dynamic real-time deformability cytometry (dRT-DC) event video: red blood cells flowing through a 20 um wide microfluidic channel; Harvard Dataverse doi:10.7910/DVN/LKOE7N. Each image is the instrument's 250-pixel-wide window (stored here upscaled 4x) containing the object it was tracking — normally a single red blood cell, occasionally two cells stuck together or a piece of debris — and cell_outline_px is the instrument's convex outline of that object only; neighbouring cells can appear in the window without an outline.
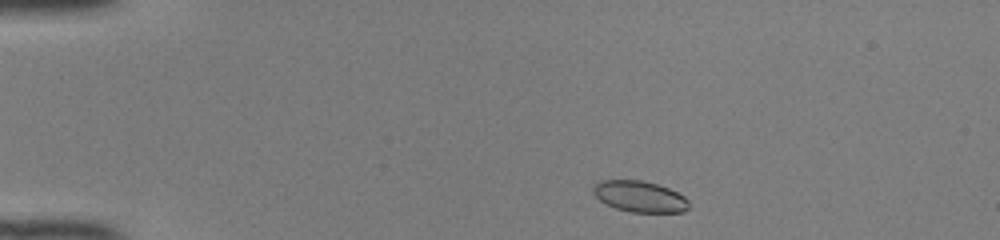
{"species": "common noctule bat (a hibernating species)", "species_latin": "Nyctalus noctula", "temperature_condition": "room temperature", "stored_images_in_passage": 41, "camera_frame_rate_fps": 3000, "um_per_image_px": 0.085, "animal": {"sex": "female", "body_mass_g": 22.0, "forearm_length_mm": 56.7}, "frame": {"image": 1, "passage_image": 1, "time_ms": 0.0, "image_size_px": [1000, 240], "cell_outline_px": [[688, 208], [684, 212], [632, 212], [616, 208], [600, 200], [592, 192], [592, 188], [600, 180], [640, 180], [656, 184], [668, 188], [684, 196], [688, 200]], "centroid_in_image_um": [54.37, 16.7], "position_along_channel_um": 30.6, "area_um2": 17.17}}
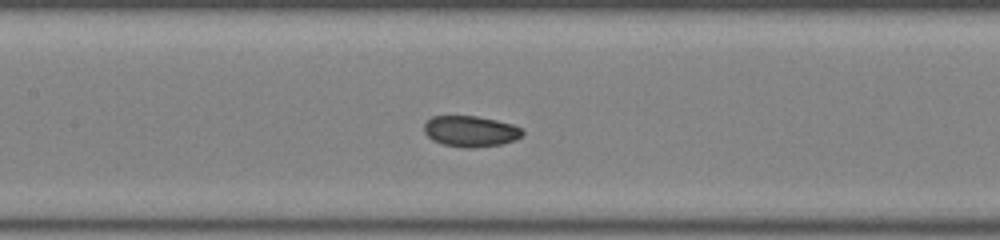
{"frame": {"image": 2, "passage_image": 16, "time_ms": 5.0, "image_size_px": [1000, 240], "cell_outline_px": [[524, 136], [516, 140], [500, 144], [472, 148], [464, 148], [444, 144], [432, 140], [424, 132], [424, 124], [432, 116], [476, 116], [496, 120], [512, 124], [520, 128], [524, 132]], "centroid_in_image_um": [40.01, 11.16], "position_along_channel_um": 167.4, "area_um2": 17.74}}
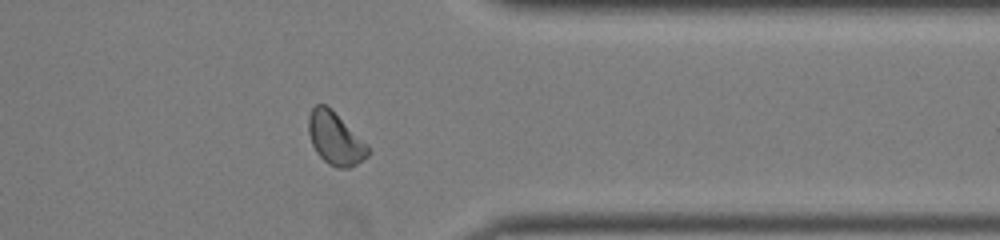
{"frame": {"image": 3, "passage_image": 32, "time_ms": 10.333, "image_size_px": [1000, 240], "cell_outline_px": [[368, 156], [356, 164], [348, 168], [340, 168], [328, 164], [316, 152], [312, 144], [308, 132], [308, 116], [312, 108], [316, 104], [324, 104], [332, 108], [368, 144]], "centroid_in_image_um": [28.49, 11.74], "position_along_channel_um": 382.9, "area_um2": 18.32}, "authors_computed_cell_mechanics": {"area_um2": 18.2648, "velocity_mm_per_s": 4.133, "shape_relaxation_time_tau1_ms": 2.2184, "shape_relaxation_time_tau2_ms": 1.4964, "deformation_change_tau1": 0.0821, "deformation_change_tau2": 0.0431}}